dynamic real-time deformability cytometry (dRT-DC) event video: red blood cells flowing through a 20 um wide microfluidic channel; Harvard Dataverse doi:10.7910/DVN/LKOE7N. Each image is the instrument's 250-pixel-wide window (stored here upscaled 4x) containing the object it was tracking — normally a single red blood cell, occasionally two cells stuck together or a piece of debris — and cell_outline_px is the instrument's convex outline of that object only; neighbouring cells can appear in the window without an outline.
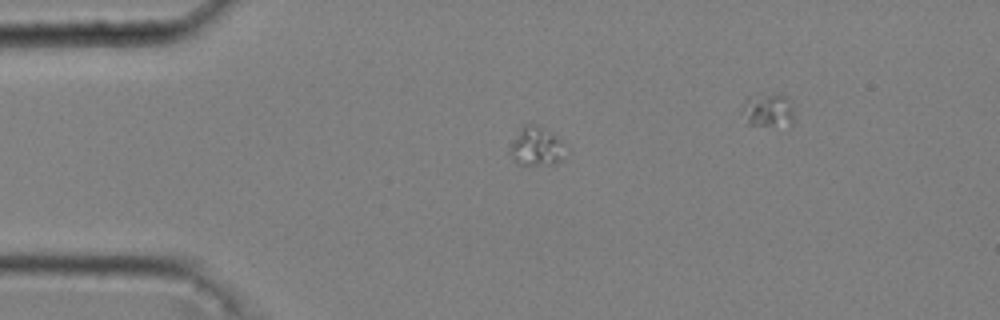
{"species": "common noctule bat (a hibernating species)", "species_latin": "Nyctalus noctula", "temperature_condition": "cold", "stored_images_in_passage": 34, "camera_frame_rate_fps": 3000, "um_per_image_px": 0.085, "animal": {"sex": "male", "body_mass_g": 20.4}, "frame": {"image": 1, "passage_image": 1, "time_ms": 0.0, "image_size_px": [1000, 320], "cell_outline_px": [[560, 160], [552, 164], [516, 164], [508, 152], [508, 148], [520, 128], [524, 124], [540, 124], [552, 132], [560, 140]], "centroid_in_image_um": [45.47, 12.4], "position_along_channel_um": 39.5, "area_um2": 12.25}}